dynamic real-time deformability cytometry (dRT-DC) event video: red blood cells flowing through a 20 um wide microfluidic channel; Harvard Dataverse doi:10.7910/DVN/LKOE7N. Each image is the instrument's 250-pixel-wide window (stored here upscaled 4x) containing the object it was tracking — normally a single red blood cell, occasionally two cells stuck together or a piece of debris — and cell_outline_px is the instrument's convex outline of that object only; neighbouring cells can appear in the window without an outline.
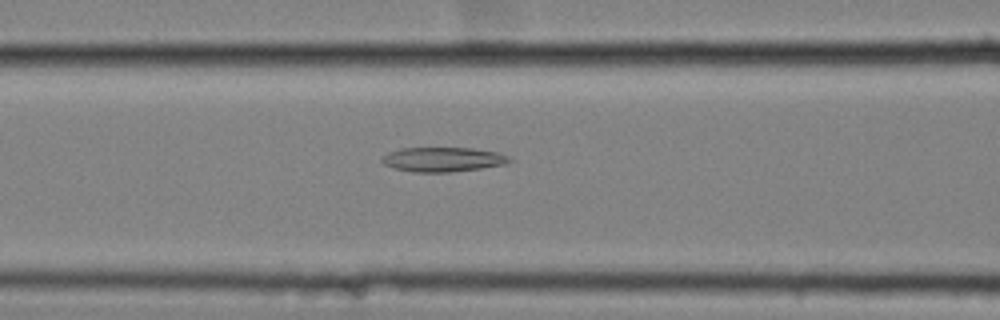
{"species": "common noctule bat (a hibernating species)", "species_latin": "Nyctalus noctula", "temperature_condition": "cold", "stored_images_in_passage": 41, "camera_frame_rate_fps": 3000, "um_per_image_px": 0.085, "animal": {"sex": "female", "body_mass_g": 25.1}, "frame": {"image": 1, "passage_image": 8, "time_ms": 2.333, "image_size_px": [1000, 320], "cell_outline_px": [[516, 160], [508, 164], [452, 172], [412, 172], [396, 168], [384, 164], [380, 160], [380, 156], [388, 152], [400, 148], [472, 148], [496, 152], [508, 156]], "centroid_in_image_um": [37.66, 13.55], "position_along_channel_um": 128.9, "area_um2": 18.38}}
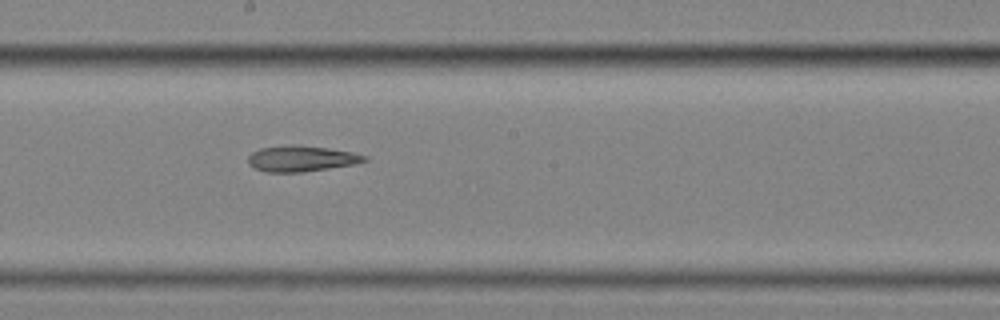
{"frame": {"image": 2, "passage_image": 16, "time_ms": 5.0, "image_size_px": [1000, 320], "cell_outline_px": [[368, 160], [352, 164], [328, 168], [300, 172], [268, 172], [256, 168], [248, 164], [248, 156], [252, 152], [260, 148], [292, 144], [300, 144], [328, 148], [352, 152], [368, 156]], "centroid_in_image_um": [25.6, 13.46], "position_along_channel_um": 222.6, "area_um2": 17.46}}
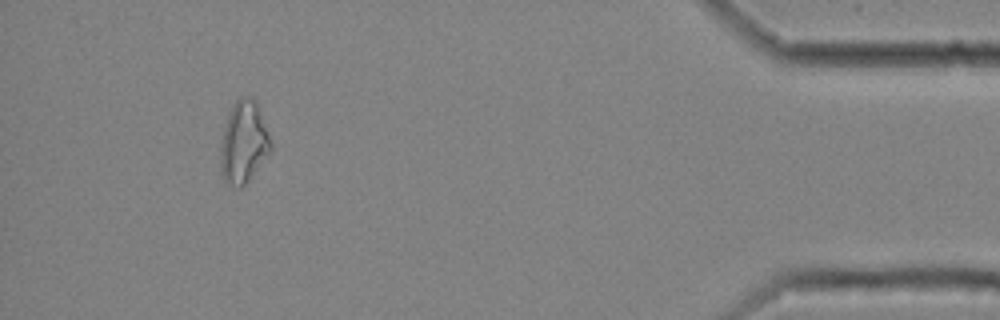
{"frame": {"image": 3, "passage_image": 37, "time_ms": 12.0, "image_size_px": [1000, 320], "cell_outline_px": [[272, 148], [248, 180], [240, 188], [236, 188], [224, 180], [220, 168], [220, 144], [228, 112], [232, 104], [240, 96], [248, 96], [256, 100], [272, 144]], "centroid_in_image_um": [20.68, 12.06], "position_along_channel_um": 414.5, "area_um2": 23.87}}